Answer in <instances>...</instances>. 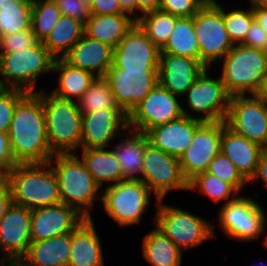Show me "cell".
<instances>
[{
	"label": "cell",
	"mask_w": 267,
	"mask_h": 266,
	"mask_svg": "<svg viewBox=\"0 0 267 266\" xmlns=\"http://www.w3.org/2000/svg\"><path fill=\"white\" fill-rule=\"evenodd\" d=\"M143 181L158 200H164L170 192L188 191V181L184 178L179 158L145 144L143 155Z\"/></svg>",
	"instance_id": "12"
},
{
	"label": "cell",
	"mask_w": 267,
	"mask_h": 266,
	"mask_svg": "<svg viewBox=\"0 0 267 266\" xmlns=\"http://www.w3.org/2000/svg\"><path fill=\"white\" fill-rule=\"evenodd\" d=\"M7 0H0V4L6 2Z\"/></svg>",
	"instance_id": "58"
},
{
	"label": "cell",
	"mask_w": 267,
	"mask_h": 266,
	"mask_svg": "<svg viewBox=\"0 0 267 266\" xmlns=\"http://www.w3.org/2000/svg\"><path fill=\"white\" fill-rule=\"evenodd\" d=\"M61 15L82 21L84 24L90 17L89 6L80 0H53Z\"/></svg>",
	"instance_id": "44"
},
{
	"label": "cell",
	"mask_w": 267,
	"mask_h": 266,
	"mask_svg": "<svg viewBox=\"0 0 267 266\" xmlns=\"http://www.w3.org/2000/svg\"><path fill=\"white\" fill-rule=\"evenodd\" d=\"M148 142L145 133L126 129L110 146L122 170V180H141L143 155Z\"/></svg>",
	"instance_id": "26"
},
{
	"label": "cell",
	"mask_w": 267,
	"mask_h": 266,
	"mask_svg": "<svg viewBox=\"0 0 267 266\" xmlns=\"http://www.w3.org/2000/svg\"><path fill=\"white\" fill-rule=\"evenodd\" d=\"M104 78L110 85L116 104L127 116L159 83L158 70H127L114 63Z\"/></svg>",
	"instance_id": "15"
},
{
	"label": "cell",
	"mask_w": 267,
	"mask_h": 266,
	"mask_svg": "<svg viewBox=\"0 0 267 266\" xmlns=\"http://www.w3.org/2000/svg\"><path fill=\"white\" fill-rule=\"evenodd\" d=\"M241 44L267 52V33L254 20L251 24V28L248 30L245 40Z\"/></svg>",
	"instance_id": "46"
},
{
	"label": "cell",
	"mask_w": 267,
	"mask_h": 266,
	"mask_svg": "<svg viewBox=\"0 0 267 266\" xmlns=\"http://www.w3.org/2000/svg\"><path fill=\"white\" fill-rule=\"evenodd\" d=\"M127 128V115L121 109L84 113L81 148H108Z\"/></svg>",
	"instance_id": "19"
},
{
	"label": "cell",
	"mask_w": 267,
	"mask_h": 266,
	"mask_svg": "<svg viewBox=\"0 0 267 266\" xmlns=\"http://www.w3.org/2000/svg\"><path fill=\"white\" fill-rule=\"evenodd\" d=\"M80 1L85 3L87 6H90L93 0H80Z\"/></svg>",
	"instance_id": "56"
},
{
	"label": "cell",
	"mask_w": 267,
	"mask_h": 266,
	"mask_svg": "<svg viewBox=\"0 0 267 266\" xmlns=\"http://www.w3.org/2000/svg\"><path fill=\"white\" fill-rule=\"evenodd\" d=\"M78 152L76 154L85 163L87 171L102 189L122 181V170L110 147L81 148Z\"/></svg>",
	"instance_id": "30"
},
{
	"label": "cell",
	"mask_w": 267,
	"mask_h": 266,
	"mask_svg": "<svg viewBox=\"0 0 267 266\" xmlns=\"http://www.w3.org/2000/svg\"><path fill=\"white\" fill-rule=\"evenodd\" d=\"M212 70L206 68L181 98L183 114L187 117L203 122L225 121L231 95L220 75H216L217 70L215 73Z\"/></svg>",
	"instance_id": "10"
},
{
	"label": "cell",
	"mask_w": 267,
	"mask_h": 266,
	"mask_svg": "<svg viewBox=\"0 0 267 266\" xmlns=\"http://www.w3.org/2000/svg\"><path fill=\"white\" fill-rule=\"evenodd\" d=\"M39 41L30 29L0 36V53H13L33 47Z\"/></svg>",
	"instance_id": "42"
},
{
	"label": "cell",
	"mask_w": 267,
	"mask_h": 266,
	"mask_svg": "<svg viewBox=\"0 0 267 266\" xmlns=\"http://www.w3.org/2000/svg\"><path fill=\"white\" fill-rule=\"evenodd\" d=\"M52 74L57 76L54 82L57 84L53 89L49 90L48 87V91L58 98L72 101L79 100L97 78L91 72L75 68L63 59H55Z\"/></svg>",
	"instance_id": "27"
},
{
	"label": "cell",
	"mask_w": 267,
	"mask_h": 266,
	"mask_svg": "<svg viewBox=\"0 0 267 266\" xmlns=\"http://www.w3.org/2000/svg\"><path fill=\"white\" fill-rule=\"evenodd\" d=\"M208 0H160L159 10L177 17H193Z\"/></svg>",
	"instance_id": "43"
},
{
	"label": "cell",
	"mask_w": 267,
	"mask_h": 266,
	"mask_svg": "<svg viewBox=\"0 0 267 266\" xmlns=\"http://www.w3.org/2000/svg\"><path fill=\"white\" fill-rule=\"evenodd\" d=\"M181 100L158 83L127 116L128 129L146 133L181 117Z\"/></svg>",
	"instance_id": "13"
},
{
	"label": "cell",
	"mask_w": 267,
	"mask_h": 266,
	"mask_svg": "<svg viewBox=\"0 0 267 266\" xmlns=\"http://www.w3.org/2000/svg\"><path fill=\"white\" fill-rule=\"evenodd\" d=\"M8 266H25V265L21 261H18V262L10 264Z\"/></svg>",
	"instance_id": "55"
},
{
	"label": "cell",
	"mask_w": 267,
	"mask_h": 266,
	"mask_svg": "<svg viewBox=\"0 0 267 266\" xmlns=\"http://www.w3.org/2000/svg\"><path fill=\"white\" fill-rule=\"evenodd\" d=\"M206 172L229 183L240 195L246 193L245 187L249 186L248 182L237 171L233 162L222 152L214 157Z\"/></svg>",
	"instance_id": "40"
},
{
	"label": "cell",
	"mask_w": 267,
	"mask_h": 266,
	"mask_svg": "<svg viewBox=\"0 0 267 266\" xmlns=\"http://www.w3.org/2000/svg\"><path fill=\"white\" fill-rule=\"evenodd\" d=\"M160 49L135 23L114 48L113 63L127 70H158Z\"/></svg>",
	"instance_id": "18"
},
{
	"label": "cell",
	"mask_w": 267,
	"mask_h": 266,
	"mask_svg": "<svg viewBox=\"0 0 267 266\" xmlns=\"http://www.w3.org/2000/svg\"><path fill=\"white\" fill-rule=\"evenodd\" d=\"M152 197V198H151ZM156 196L141 180H122L102 189V210L120 228L140 226Z\"/></svg>",
	"instance_id": "9"
},
{
	"label": "cell",
	"mask_w": 267,
	"mask_h": 266,
	"mask_svg": "<svg viewBox=\"0 0 267 266\" xmlns=\"http://www.w3.org/2000/svg\"><path fill=\"white\" fill-rule=\"evenodd\" d=\"M160 53L190 57L200 61V49L194 30L193 17H178Z\"/></svg>",
	"instance_id": "33"
},
{
	"label": "cell",
	"mask_w": 267,
	"mask_h": 266,
	"mask_svg": "<svg viewBox=\"0 0 267 266\" xmlns=\"http://www.w3.org/2000/svg\"><path fill=\"white\" fill-rule=\"evenodd\" d=\"M96 227L93 218H86L71 232L67 266H105L102 238Z\"/></svg>",
	"instance_id": "24"
},
{
	"label": "cell",
	"mask_w": 267,
	"mask_h": 266,
	"mask_svg": "<svg viewBox=\"0 0 267 266\" xmlns=\"http://www.w3.org/2000/svg\"><path fill=\"white\" fill-rule=\"evenodd\" d=\"M226 91L232 95L258 94L267 74V52L234 44L217 63Z\"/></svg>",
	"instance_id": "7"
},
{
	"label": "cell",
	"mask_w": 267,
	"mask_h": 266,
	"mask_svg": "<svg viewBox=\"0 0 267 266\" xmlns=\"http://www.w3.org/2000/svg\"><path fill=\"white\" fill-rule=\"evenodd\" d=\"M174 205L158 200L151 221L184 253L217 239L215 221Z\"/></svg>",
	"instance_id": "4"
},
{
	"label": "cell",
	"mask_w": 267,
	"mask_h": 266,
	"mask_svg": "<svg viewBox=\"0 0 267 266\" xmlns=\"http://www.w3.org/2000/svg\"><path fill=\"white\" fill-rule=\"evenodd\" d=\"M47 142L53 154L77 153L81 149L82 113L77 102L41 89Z\"/></svg>",
	"instance_id": "6"
},
{
	"label": "cell",
	"mask_w": 267,
	"mask_h": 266,
	"mask_svg": "<svg viewBox=\"0 0 267 266\" xmlns=\"http://www.w3.org/2000/svg\"><path fill=\"white\" fill-rule=\"evenodd\" d=\"M15 162L8 133L0 131V177H6L15 166Z\"/></svg>",
	"instance_id": "45"
},
{
	"label": "cell",
	"mask_w": 267,
	"mask_h": 266,
	"mask_svg": "<svg viewBox=\"0 0 267 266\" xmlns=\"http://www.w3.org/2000/svg\"><path fill=\"white\" fill-rule=\"evenodd\" d=\"M222 4L218 0H208L193 16L194 30L200 49V62L206 68L214 69L234 46L225 28Z\"/></svg>",
	"instance_id": "11"
},
{
	"label": "cell",
	"mask_w": 267,
	"mask_h": 266,
	"mask_svg": "<svg viewBox=\"0 0 267 266\" xmlns=\"http://www.w3.org/2000/svg\"><path fill=\"white\" fill-rule=\"evenodd\" d=\"M54 61L42 42L25 50L0 53V83L3 88L37 93L42 89L37 85L39 78L53 75Z\"/></svg>",
	"instance_id": "8"
},
{
	"label": "cell",
	"mask_w": 267,
	"mask_h": 266,
	"mask_svg": "<svg viewBox=\"0 0 267 266\" xmlns=\"http://www.w3.org/2000/svg\"><path fill=\"white\" fill-rule=\"evenodd\" d=\"M27 94L15 88L0 90V131L8 133L17 103Z\"/></svg>",
	"instance_id": "41"
},
{
	"label": "cell",
	"mask_w": 267,
	"mask_h": 266,
	"mask_svg": "<svg viewBox=\"0 0 267 266\" xmlns=\"http://www.w3.org/2000/svg\"><path fill=\"white\" fill-rule=\"evenodd\" d=\"M257 95L267 101V74L264 76L262 86Z\"/></svg>",
	"instance_id": "53"
},
{
	"label": "cell",
	"mask_w": 267,
	"mask_h": 266,
	"mask_svg": "<svg viewBox=\"0 0 267 266\" xmlns=\"http://www.w3.org/2000/svg\"><path fill=\"white\" fill-rule=\"evenodd\" d=\"M254 20L266 31L267 33V8L253 7Z\"/></svg>",
	"instance_id": "51"
},
{
	"label": "cell",
	"mask_w": 267,
	"mask_h": 266,
	"mask_svg": "<svg viewBox=\"0 0 267 266\" xmlns=\"http://www.w3.org/2000/svg\"><path fill=\"white\" fill-rule=\"evenodd\" d=\"M12 203L11 191L5 177H0V220Z\"/></svg>",
	"instance_id": "49"
},
{
	"label": "cell",
	"mask_w": 267,
	"mask_h": 266,
	"mask_svg": "<svg viewBox=\"0 0 267 266\" xmlns=\"http://www.w3.org/2000/svg\"><path fill=\"white\" fill-rule=\"evenodd\" d=\"M31 209L11 203L0 220V266L20 261L29 248Z\"/></svg>",
	"instance_id": "16"
},
{
	"label": "cell",
	"mask_w": 267,
	"mask_h": 266,
	"mask_svg": "<svg viewBox=\"0 0 267 266\" xmlns=\"http://www.w3.org/2000/svg\"><path fill=\"white\" fill-rule=\"evenodd\" d=\"M61 13L53 0H33L31 30L39 42H43L52 31Z\"/></svg>",
	"instance_id": "38"
},
{
	"label": "cell",
	"mask_w": 267,
	"mask_h": 266,
	"mask_svg": "<svg viewBox=\"0 0 267 266\" xmlns=\"http://www.w3.org/2000/svg\"><path fill=\"white\" fill-rule=\"evenodd\" d=\"M89 12L96 15L129 14L122 9L119 0H93Z\"/></svg>",
	"instance_id": "47"
},
{
	"label": "cell",
	"mask_w": 267,
	"mask_h": 266,
	"mask_svg": "<svg viewBox=\"0 0 267 266\" xmlns=\"http://www.w3.org/2000/svg\"><path fill=\"white\" fill-rule=\"evenodd\" d=\"M114 48L83 35L62 58L69 65L104 77L113 64Z\"/></svg>",
	"instance_id": "23"
},
{
	"label": "cell",
	"mask_w": 267,
	"mask_h": 266,
	"mask_svg": "<svg viewBox=\"0 0 267 266\" xmlns=\"http://www.w3.org/2000/svg\"><path fill=\"white\" fill-rule=\"evenodd\" d=\"M48 162L58 181L61 203L75 208L85 218H92L95 203L101 204L102 188L85 163L76 153L54 154Z\"/></svg>",
	"instance_id": "2"
},
{
	"label": "cell",
	"mask_w": 267,
	"mask_h": 266,
	"mask_svg": "<svg viewBox=\"0 0 267 266\" xmlns=\"http://www.w3.org/2000/svg\"><path fill=\"white\" fill-rule=\"evenodd\" d=\"M221 136L222 121L203 122L195 130L192 143L179 158L182 174L188 182L197 174L206 172L221 152Z\"/></svg>",
	"instance_id": "17"
},
{
	"label": "cell",
	"mask_w": 267,
	"mask_h": 266,
	"mask_svg": "<svg viewBox=\"0 0 267 266\" xmlns=\"http://www.w3.org/2000/svg\"><path fill=\"white\" fill-rule=\"evenodd\" d=\"M122 9L136 19V0H119Z\"/></svg>",
	"instance_id": "52"
},
{
	"label": "cell",
	"mask_w": 267,
	"mask_h": 266,
	"mask_svg": "<svg viewBox=\"0 0 267 266\" xmlns=\"http://www.w3.org/2000/svg\"><path fill=\"white\" fill-rule=\"evenodd\" d=\"M250 195L241 194L234 201L219 207L217 223L220 232L237 242L249 243L259 241L267 247V210L260 201L258 191Z\"/></svg>",
	"instance_id": "5"
},
{
	"label": "cell",
	"mask_w": 267,
	"mask_h": 266,
	"mask_svg": "<svg viewBox=\"0 0 267 266\" xmlns=\"http://www.w3.org/2000/svg\"><path fill=\"white\" fill-rule=\"evenodd\" d=\"M252 7H264L267 8V0H246Z\"/></svg>",
	"instance_id": "54"
},
{
	"label": "cell",
	"mask_w": 267,
	"mask_h": 266,
	"mask_svg": "<svg viewBox=\"0 0 267 266\" xmlns=\"http://www.w3.org/2000/svg\"><path fill=\"white\" fill-rule=\"evenodd\" d=\"M135 23L136 19L130 14H90L84 34L115 48Z\"/></svg>",
	"instance_id": "29"
},
{
	"label": "cell",
	"mask_w": 267,
	"mask_h": 266,
	"mask_svg": "<svg viewBox=\"0 0 267 266\" xmlns=\"http://www.w3.org/2000/svg\"><path fill=\"white\" fill-rule=\"evenodd\" d=\"M188 191H196L200 196L203 194L211 202H219L220 205L234 201L240 195L229 183L208 172L199 173L191 179L188 182Z\"/></svg>",
	"instance_id": "35"
},
{
	"label": "cell",
	"mask_w": 267,
	"mask_h": 266,
	"mask_svg": "<svg viewBox=\"0 0 267 266\" xmlns=\"http://www.w3.org/2000/svg\"><path fill=\"white\" fill-rule=\"evenodd\" d=\"M5 178L12 203L29 209L61 203L58 181L49 162L17 164Z\"/></svg>",
	"instance_id": "3"
},
{
	"label": "cell",
	"mask_w": 267,
	"mask_h": 266,
	"mask_svg": "<svg viewBox=\"0 0 267 266\" xmlns=\"http://www.w3.org/2000/svg\"><path fill=\"white\" fill-rule=\"evenodd\" d=\"M31 0H7L0 4V36L30 29Z\"/></svg>",
	"instance_id": "34"
},
{
	"label": "cell",
	"mask_w": 267,
	"mask_h": 266,
	"mask_svg": "<svg viewBox=\"0 0 267 266\" xmlns=\"http://www.w3.org/2000/svg\"><path fill=\"white\" fill-rule=\"evenodd\" d=\"M264 150L257 143L234 133L222 121L221 152L233 162L247 182L255 174L259 157Z\"/></svg>",
	"instance_id": "25"
},
{
	"label": "cell",
	"mask_w": 267,
	"mask_h": 266,
	"mask_svg": "<svg viewBox=\"0 0 267 266\" xmlns=\"http://www.w3.org/2000/svg\"><path fill=\"white\" fill-rule=\"evenodd\" d=\"M260 181L263 182L262 186L267 189V150L265 149L258 161L257 169L251 180L248 182V184L254 185L257 182L259 183Z\"/></svg>",
	"instance_id": "48"
},
{
	"label": "cell",
	"mask_w": 267,
	"mask_h": 266,
	"mask_svg": "<svg viewBox=\"0 0 267 266\" xmlns=\"http://www.w3.org/2000/svg\"><path fill=\"white\" fill-rule=\"evenodd\" d=\"M8 137L17 164L46 163L54 155L47 142L41 90L17 103Z\"/></svg>",
	"instance_id": "1"
},
{
	"label": "cell",
	"mask_w": 267,
	"mask_h": 266,
	"mask_svg": "<svg viewBox=\"0 0 267 266\" xmlns=\"http://www.w3.org/2000/svg\"><path fill=\"white\" fill-rule=\"evenodd\" d=\"M85 24L61 15L58 22L42 42L55 59H62L72 46L84 35Z\"/></svg>",
	"instance_id": "32"
},
{
	"label": "cell",
	"mask_w": 267,
	"mask_h": 266,
	"mask_svg": "<svg viewBox=\"0 0 267 266\" xmlns=\"http://www.w3.org/2000/svg\"><path fill=\"white\" fill-rule=\"evenodd\" d=\"M205 69L199 60L160 53L158 82L163 88L182 98Z\"/></svg>",
	"instance_id": "21"
},
{
	"label": "cell",
	"mask_w": 267,
	"mask_h": 266,
	"mask_svg": "<svg viewBox=\"0 0 267 266\" xmlns=\"http://www.w3.org/2000/svg\"><path fill=\"white\" fill-rule=\"evenodd\" d=\"M234 133L267 149L265 99L257 94L232 95L225 119Z\"/></svg>",
	"instance_id": "14"
},
{
	"label": "cell",
	"mask_w": 267,
	"mask_h": 266,
	"mask_svg": "<svg viewBox=\"0 0 267 266\" xmlns=\"http://www.w3.org/2000/svg\"><path fill=\"white\" fill-rule=\"evenodd\" d=\"M178 17L159 9L141 14L136 23L147 37L161 49L169 39Z\"/></svg>",
	"instance_id": "36"
},
{
	"label": "cell",
	"mask_w": 267,
	"mask_h": 266,
	"mask_svg": "<svg viewBox=\"0 0 267 266\" xmlns=\"http://www.w3.org/2000/svg\"><path fill=\"white\" fill-rule=\"evenodd\" d=\"M71 232L42 241H32L20 260L25 266H67Z\"/></svg>",
	"instance_id": "28"
},
{
	"label": "cell",
	"mask_w": 267,
	"mask_h": 266,
	"mask_svg": "<svg viewBox=\"0 0 267 266\" xmlns=\"http://www.w3.org/2000/svg\"><path fill=\"white\" fill-rule=\"evenodd\" d=\"M85 219L75 208L63 203L31 209V241L72 232Z\"/></svg>",
	"instance_id": "20"
},
{
	"label": "cell",
	"mask_w": 267,
	"mask_h": 266,
	"mask_svg": "<svg viewBox=\"0 0 267 266\" xmlns=\"http://www.w3.org/2000/svg\"><path fill=\"white\" fill-rule=\"evenodd\" d=\"M248 6V8H247ZM228 9V10H227ZM223 20L228 36L233 44H241L254 21L253 7L248 4L237 8H226L223 5Z\"/></svg>",
	"instance_id": "39"
},
{
	"label": "cell",
	"mask_w": 267,
	"mask_h": 266,
	"mask_svg": "<svg viewBox=\"0 0 267 266\" xmlns=\"http://www.w3.org/2000/svg\"><path fill=\"white\" fill-rule=\"evenodd\" d=\"M82 114L100 109H120L104 77H97L83 96L76 101Z\"/></svg>",
	"instance_id": "37"
},
{
	"label": "cell",
	"mask_w": 267,
	"mask_h": 266,
	"mask_svg": "<svg viewBox=\"0 0 267 266\" xmlns=\"http://www.w3.org/2000/svg\"><path fill=\"white\" fill-rule=\"evenodd\" d=\"M155 228L145 233L141 240L143 259L150 266H181L185 254L160 229Z\"/></svg>",
	"instance_id": "31"
},
{
	"label": "cell",
	"mask_w": 267,
	"mask_h": 266,
	"mask_svg": "<svg viewBox=\"0 0 267 266\" xmlns=\"http://www.w3.org/2000/svg\"><path fill=\"white\" fill-rule=\"evenodd\" d=\"M265 122L267 124V101L265 100Z\"/></svg>",
	"instance_id": "57"
},
{
	"label": "cell",
	"mask_w": 267,
	"mask_h": 266,
	"mask_svg": "<svg viewBox=\"0 0 267 266\" xmlns=\"http://www.w3.org/2000/svg\"><path fill=\"white\" fill-rule=\"evenodd\" d=\"M160 0H136V19L144 13L159 9Z\"/></svg>",
	"instance_id": "50"
},
{
	"label": "cell",
	"mask_w": 267,
	"mask_h": 266,
	"mask_svg": "<svg viewBox=\"0 0 267 266\" xmlns=\"http://www.w3.org/2000/svg\"><path fill=\"white\" fill-rule=\"evenodd\" d=\"M203 121L182 115L181 117L149 129L145 134L153 147L176 158L188 149L195 130Z\"/></svg>",
	"instance_id": "22"
}]
</instances>
